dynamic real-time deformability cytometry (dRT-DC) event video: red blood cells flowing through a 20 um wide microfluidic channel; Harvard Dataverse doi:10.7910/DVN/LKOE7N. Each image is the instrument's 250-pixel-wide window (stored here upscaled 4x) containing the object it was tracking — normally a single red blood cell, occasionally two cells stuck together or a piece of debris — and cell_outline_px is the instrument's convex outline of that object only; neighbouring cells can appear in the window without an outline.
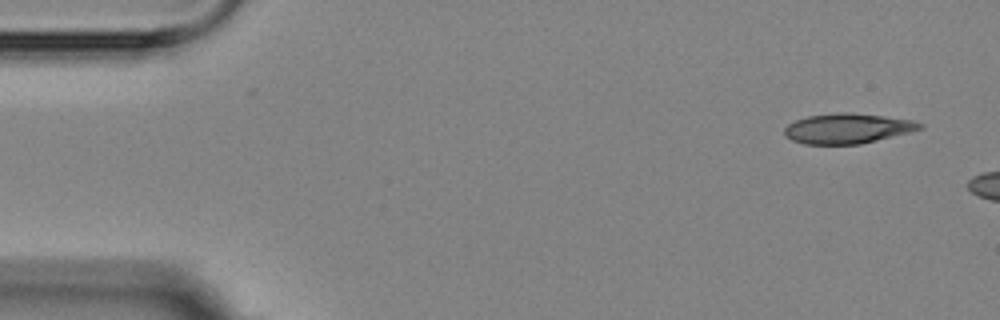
{"species": "Egyptian fruit bat (a non-hibernating species)", "species_latin": "Rousettus aegyptiacus", "temperature_condition": "room temperature", "stored_images_in_passage": 3, "camera_frame_rate_fps": 3000, "um_per_image_px": 0.085, "animal": {"sex": "female"}, "frame": {"image": 1, "passage_image": 1, "time_ms": 0.0, "image_size_px": [1000, 320], "cell_outline_px": [[924, 128], [912, 132], [860, 144], [804, 144], [792, 140], [784, 136], [784, 128], [788, 124], [796, 120], [808, 116], [836, 112], [848, 112], [884, 116], [912, 120], [924, 124]], "centroid_in_image_um": [72.05, 10.92], "position_along_channel_um": 12.9, "area_um2": 23.87}}